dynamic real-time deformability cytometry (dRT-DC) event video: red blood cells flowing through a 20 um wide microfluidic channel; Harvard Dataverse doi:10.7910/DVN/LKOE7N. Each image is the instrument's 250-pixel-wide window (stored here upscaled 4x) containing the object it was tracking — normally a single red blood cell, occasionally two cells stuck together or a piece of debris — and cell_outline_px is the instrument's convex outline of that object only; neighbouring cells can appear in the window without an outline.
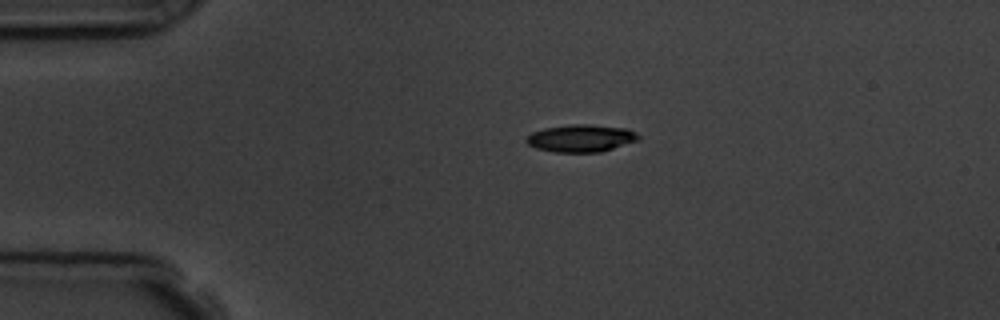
{"species": "common noctule bat (a hibernating species)", "species_latin": "Nyctalus noctula", "temperature_condition": "room temperature", "stored_images_in_passage": 2, "camera_frame_rate_fps": 3000, "um_per_image_px": 0.085, "animal": {"sex": "male", "body_mass_g": 19.5, "forearm_length_mm": 54.6}, "frame": {"image": 1, "passage_image": 1, "time_ms": 0.0, "image_size_px": [1000, 320], "cell_outline_px": [[640, 140], [600, 152], [552, 152], [536, 148], [528, 144], [524, 140], [532, 132], [544, 128], [572, 124], [588, 124], [628, 128], [636, 132], [640, 136]], "centroid_in_image_um": [49.4, 11.75], "position_along_channel_um": 35.6, "area_um2": 18.03}}